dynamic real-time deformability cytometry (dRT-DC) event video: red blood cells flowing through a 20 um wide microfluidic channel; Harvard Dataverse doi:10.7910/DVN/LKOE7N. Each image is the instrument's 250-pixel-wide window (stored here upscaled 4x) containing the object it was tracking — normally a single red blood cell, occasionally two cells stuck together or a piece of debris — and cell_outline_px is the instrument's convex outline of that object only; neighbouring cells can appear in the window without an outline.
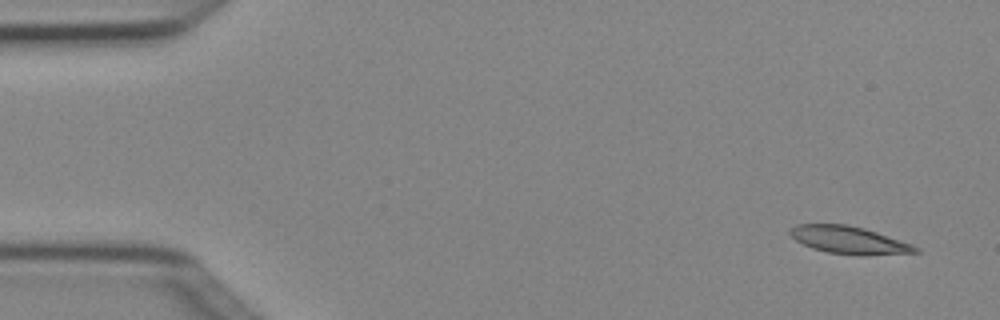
{"species": "Egyptian fruit bat (a non-hibernating species)", "species_latin": "Rousettus aegyptiacus", "temperature_condition": "cold", "stored_images_in_passage": 4, "camera_frame_rate_fps": 3000, "um_per_image_px": 0.085, "animal": {"sex": "female"}, "frame": {"image": 1, "passage_image": 1, "time_ms": 0.0, "image_size_px": [1000, 320], "cell_outline_px": [[920, 252], [864, 256], [860, 256], [828, 252], [812, 248], [796, 240], [788, 232], [796, 224], [848, 224], [864, 228], [912, 244], [920, 248]], "centroid_in_image_um": [72.19, 20.41], "position_along_channel_um": 12.8, "area_um2": 20.11}}
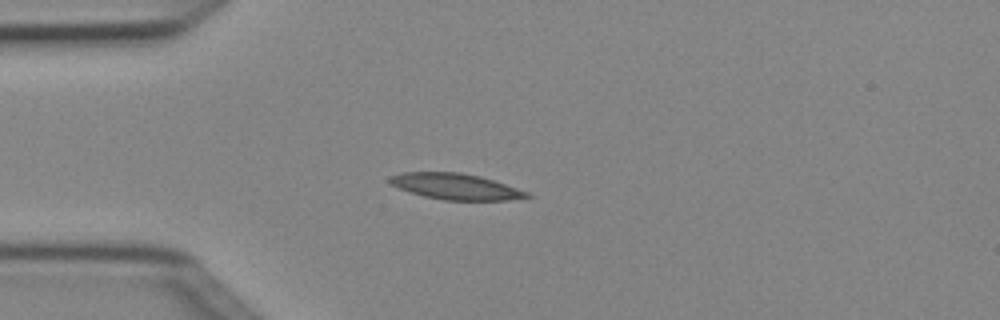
{"frame": {"image": 2, "passage_image": 4, "time_ms": 1.0, "image_size_px": [1000, 320], "cell_outline_px": [[532, 196], [508, 200], [444, 200], [424, 196], [408, 192], [392, 184], [388, 180], [388, 176], [404, 172], [460, 172], [480, 176], [528, 192]], "centroid_in_image_um": [38.69, 15.85], "position_along_channel_um": 46.3, "area_um2": 20.58}}